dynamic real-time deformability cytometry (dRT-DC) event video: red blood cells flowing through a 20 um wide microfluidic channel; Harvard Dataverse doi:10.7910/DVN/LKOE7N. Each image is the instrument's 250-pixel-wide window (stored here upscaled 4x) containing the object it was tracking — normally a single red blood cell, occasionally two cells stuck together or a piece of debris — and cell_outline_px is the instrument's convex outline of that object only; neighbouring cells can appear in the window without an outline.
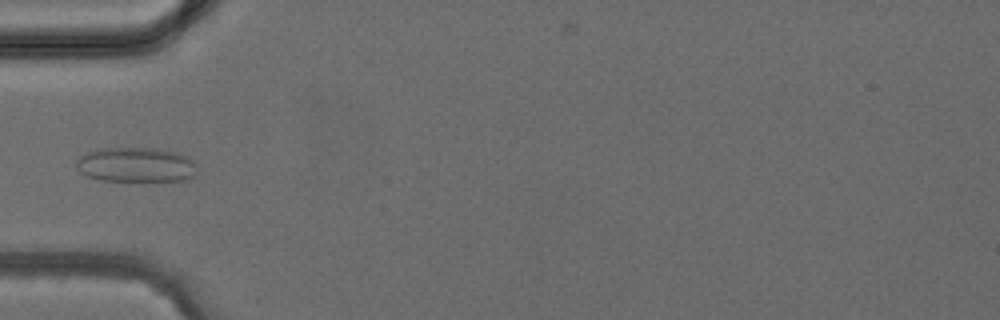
{"species": "common noctule bat (a hibernating species)", "species_latin": "Nyctalus noctula", "temperature_condition": "cold", "stored_images_in_passage": 5, "camera_frame_rate_fps": 3000, "um_per_image_px": 0.085, "animal": {"sex": "female", "body_mass_g": 24.6, "forearm_length_mm": 56.2}, "frame": {"image": 1, "passage_image": 5, "time_ms": 4.667, "image_size_px": [1000, 320], "cell_outline_px": [[196, 176], [188, 180], [100, 180], [88, 176], [80, 172], [76, 168], [76, 160], [80, 156], [88, 152], [100, 148], [152, 148], [176, 152], [188, 156], [196, 164]], "centroid_in_image_um": [11.57, 14.0], "position_along_channel_um": 73.4, "area_um2": 24.45}}